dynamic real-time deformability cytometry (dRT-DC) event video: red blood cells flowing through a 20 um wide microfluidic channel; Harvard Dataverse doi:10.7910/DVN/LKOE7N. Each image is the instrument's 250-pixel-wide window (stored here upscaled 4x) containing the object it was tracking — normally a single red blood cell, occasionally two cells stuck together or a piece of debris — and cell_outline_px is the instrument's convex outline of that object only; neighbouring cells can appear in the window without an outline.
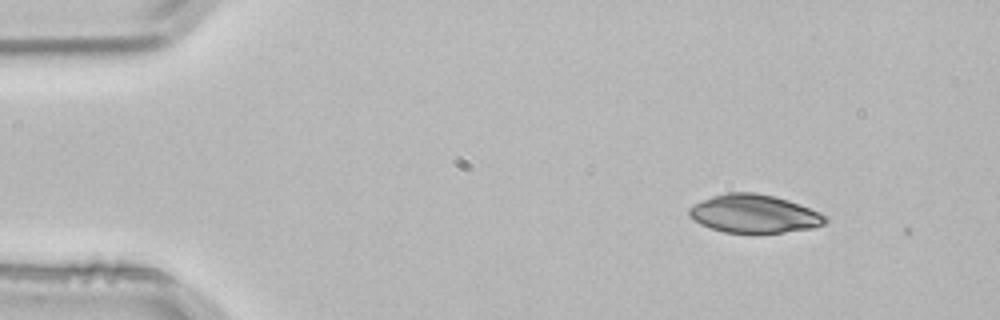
{"species": "common noctule bat (a hibernating species)", "species_latin": "Nyctalus noctula", "temperature_condition": "room temperature", "stored_images_in_passage": 2, "camera_frame_rate_fps": 3000, "um_per_image_px": 0.085, "animal": {"sex": "male", "body_mass_g": 21.5, "forearm_length_mm": 52.0}, "frame": {"image": 1, "passage_image": 1, "time_ms": 0.0, "image_size_px": [1000, 320], "cell_outline_px": [[828, 224], [812, 228], [780, 232], [724, 232], [700, 224], [688, 216], [688, 208], [692, 204], [712, 196], [724, 192], [756, 192], [788, 200], [800, 204], [820, 212], [828, 216]], "centroid_in_image_um": [64.11, 18.15], "position_along_channel_um": 20.9, "area_um2": 30.46}}